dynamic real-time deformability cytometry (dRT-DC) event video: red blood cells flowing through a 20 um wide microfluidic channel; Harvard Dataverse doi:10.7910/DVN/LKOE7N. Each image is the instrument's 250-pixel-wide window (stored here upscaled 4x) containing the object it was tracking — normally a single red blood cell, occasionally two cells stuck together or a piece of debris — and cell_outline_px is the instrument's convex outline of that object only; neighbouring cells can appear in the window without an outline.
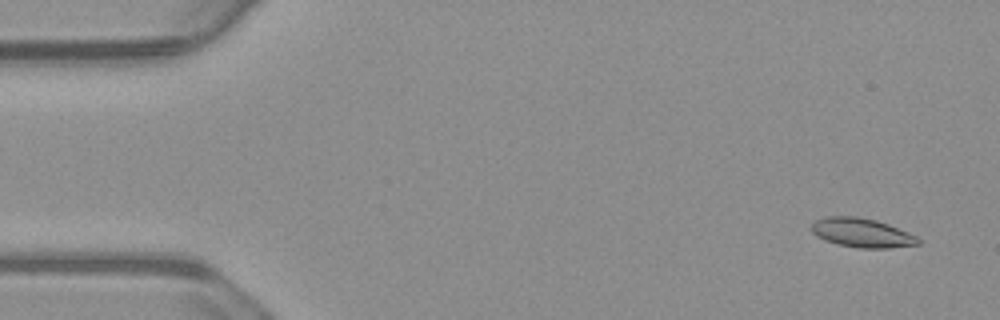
{"species": "common noctule bat (a hibernating species)", "species_latin": "Nyctalus noctula", "temperature_condition": "warm", "stored_images_in_passage": 54, "camera_frame_rate_fps": 3000, "um_per_image_px": 0.085, "animal": {"sex": "male", "body_mass_g": 23.1, "forearm_length_mm": 52.7}, "frame": {"image": 1, "passage_image": 3, "time_ms": 0.667, "image_size_px": [1000, 320], "cell_outline_px": [[920, 244], [888, 248], [856, 248], [824, 240], [816, 236], [812, 232], [812, 224], [816, 220], [824, 216], [856, 216], [876, 220], [888, 224], [908, 232], [916, 236], [920, 240]], "centroid_in_image_um": [73.25, 19.78], "position_along_channel_um": 11.8, "area_um2": 18.09}}
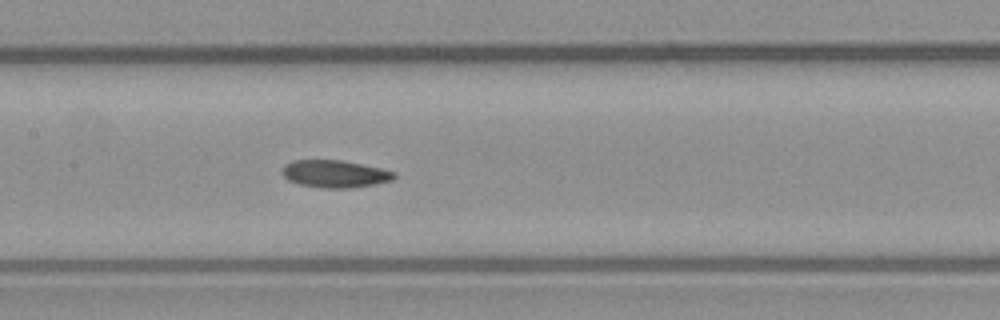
{"frame": {"image": 2, "passage_image": 26, "time_ms": 8.333, "image_size_px": [1000, 320], "cell_outline_px": [[396, 176], [392, 180], [352, 188], [320, 188], [300, 184], [288, 180], [280, 172], [284, 164], [292, 160], [340, 160], [380, 168], [396, 172]], "centroid_in_image_um": [28.42, 14.77], "position_along_channel_um": 179.0, "area_um2": 17.86}}
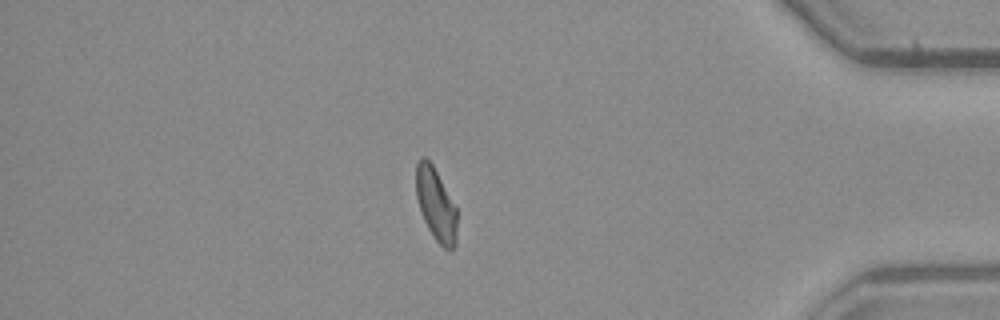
{"frame": {"image": 3, "passage_image": 47, "time_ms": 15.333, "image_size_px": [1000, 320], "cell_outline_px": [[456, 244], [452, 248], [444, 248], [436, 240], [428, 228], [424, 220], [416, 196], [416, 164], [420, 156], [424, 156], [432, 164], [456, 208]], "centroid_in_image_um": [37.03, 17.35], "position_along_channel_um": 398.2, "area_um2": 16.94}, "authors_computed_cell_mechanics": {"area_um2": 17.8891, "velocity_mm_per_s": 3.729, "shape_relaxation_time_tau1_ms": 9.8728, "shape_relaxation_time_tau2_ms": 3.3788, "deformation_change_tau1": 0.217, "deformation_change_tau2": 0.0906}}